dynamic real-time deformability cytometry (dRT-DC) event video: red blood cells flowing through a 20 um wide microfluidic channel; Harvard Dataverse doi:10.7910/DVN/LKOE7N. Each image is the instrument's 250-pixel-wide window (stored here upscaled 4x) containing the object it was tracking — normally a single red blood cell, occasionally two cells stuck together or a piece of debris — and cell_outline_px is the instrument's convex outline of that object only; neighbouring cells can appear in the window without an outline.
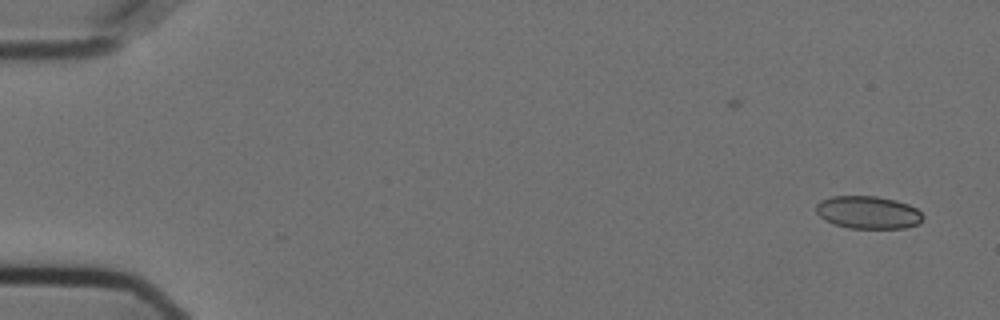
{"species": "Egyptian fruit bat (a non-hibernating species)", "species_latin": "Rousettus aegyptiacus", "temperature_condition": "cold", "stored_images_in_passage": 56, "camera_frame_rate_fps": 3000, "um_per_image_px": 0.085, "animal": {"sex": "female"}, "frame": {"image": 1, "passage_image": 2, "time_ms": 0.333, "image_size_px": [1000, 320], "cell_outline_px": [[924, 216], [916, 224], [904, 228], [848, 228], [832, 224], [824, 220], [816, 212], [816, 204], [820, 200], [832, 196], [876, 196], [896, 200], [908, 204], [916, 208]], "centroid_in_image_um": [73.74, 18.05], "position_along_channel_um": 11.3, "area_um2": 20.4}}
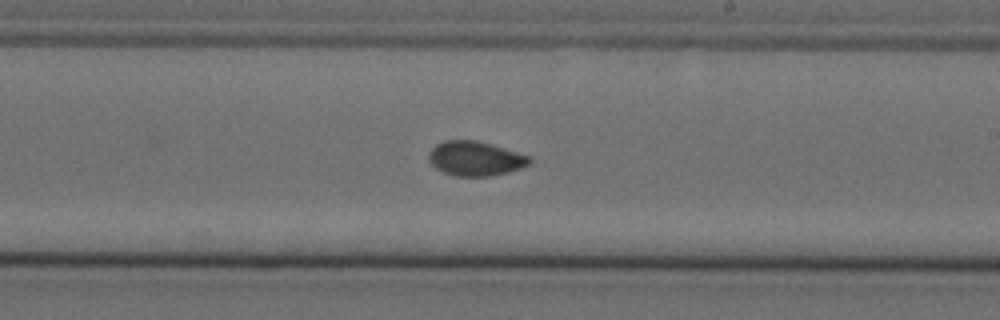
{"frame": {"image": 2, "passage_image": 33, "time_ms": 10.667, "image_size_px": [1000, 320], "cell_outline_px": [[532, 160], [528, 164], [520, 168], [508, 172], [488, 176], [456, 176], [440, 172], [428, 160], [428, 152], [436, 144], [444, 140], [476, 140], [532, 156]], "centroid_in_image_um": [40.38, 13.47], "position_along_channel_um": 248.6, "area_um2": 20.35}}
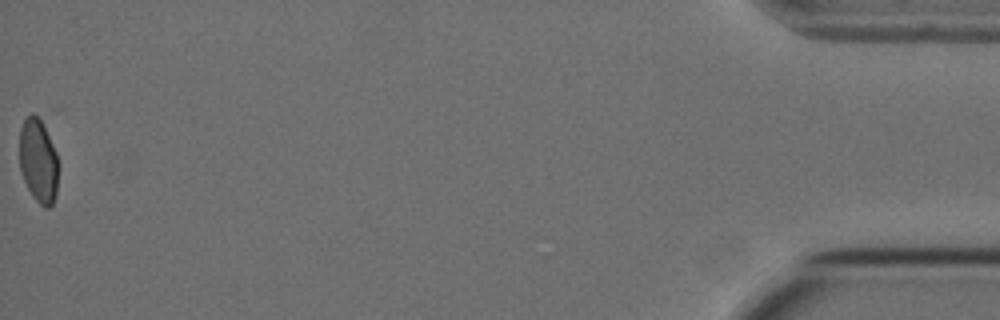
{"frame": {"image": 3, "passage_image": 56, "time_ms": 18.333, "image_size_px": [1000, 320], "cell_outline_px": [[56, 192], [52, 204], [48, 208], [44, 208], [32, 196], [20, 172], [20, 128], [24, 120], [32, 112], [40, 120], [56, 152]], "centroid_in_image_um": [3.22, 13.69], "position_along_channel_um": 432.0, "area_um2": 18.44}, "authors_computed_cell_mechanics": {"area_um2": 20.3167, "velocity_mm_per_s": 3.6139, "shape_relaxation_time_tau1_ms": null, "shape_relaxation_time_tau2_ms": 1.2453, "deformation_change_tau1": null, "deformation_change_tau2": 0.0495}}